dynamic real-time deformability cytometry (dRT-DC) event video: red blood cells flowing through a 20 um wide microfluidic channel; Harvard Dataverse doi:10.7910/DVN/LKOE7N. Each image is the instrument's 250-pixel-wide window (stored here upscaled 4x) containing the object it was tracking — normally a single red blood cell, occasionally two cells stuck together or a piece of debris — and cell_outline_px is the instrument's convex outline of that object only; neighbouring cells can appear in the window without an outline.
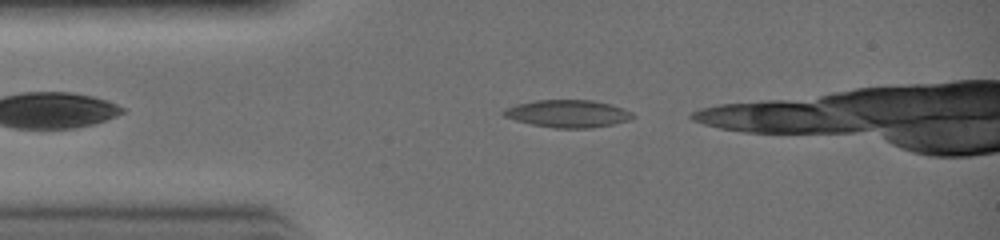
{"species": "common noctule bat (a hibernating species)", "species_latin": "Nyctalus noctula", "temperature_condition": "warm", "stored_images_in_passage": 6, "camera_frame_rate_fps": 3000, "um_per_image_px": 0.085, "animal": {"sex": "female", "body_mass_g": 19.0, "forearm_length_mm": 51.5}, "frame": {"image": 1, "passage_image": 1, "time_ms": 0.0, "image_size_px": [1000, 240], "cell_outline_px": [[636, 116], [628, 120], [612, 124], [592, 128], [552, 128], [532, 124], [516, 120], [504, 116], [500, 112], [504, 108], [516, 104], [536, 100], [592, 100], [608, 104], [632, 112]], "centroid_in_image_um": [48.22, 9.66], "position_along_channel_um": 36.8, "area_um2": 20.58}}
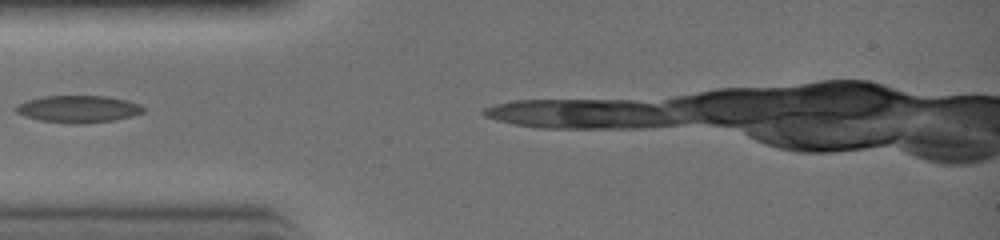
{"frame": {"image": 2, "passage_image": 4, "time_ms": 1.0, "image_size_px": [1000, 240], "cell_outline_px": [[144, 112], [132, 116], [112, 120], [80, 124], [72, 124], [40, 120], [24, 116], [16, 112], [12, 108], [28, 100], [44, 96], [104, 96], [124, 100], [140, 104], [144, 108]], "centroid_in_image_um": [6.63, 9.27], "position_along_channel_um": 78.4, "area_um2": 19.94}}